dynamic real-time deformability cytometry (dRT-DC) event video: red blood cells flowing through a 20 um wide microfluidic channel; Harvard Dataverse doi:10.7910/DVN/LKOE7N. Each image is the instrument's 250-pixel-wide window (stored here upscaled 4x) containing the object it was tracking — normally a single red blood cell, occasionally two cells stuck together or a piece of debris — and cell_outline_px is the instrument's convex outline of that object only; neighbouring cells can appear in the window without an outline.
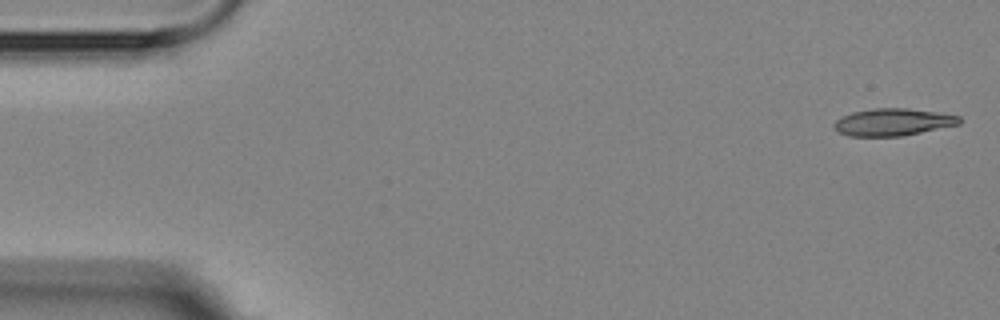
{"species": "Egyptian fruit bat (a non-hibernating species)", "species_latin": "Rousettus aegyptiacus", "temperature_condition": "room temperature", "stored_images_in_passage": 14, "camera_frame_rate_fps": 3000, "um_per_image_px": 0.085, "animal": {"sex": "female"}, "frame": {"image": 1, "passage_image": 1, "time_ms": 0.0, "image_size_px": [1000, 320], "cell_outline_px": [[964, 120], [960, 124], [900, 136], [848, 136], [836, 132], [832, 124], [836, 120], [852, 112], [876, 108], [908, 108], [936, 112], [960, 116]], "centroid_in_image_um": [75.89, 10.38], "position_along_channel_um": 9.1, "area_um2": 19.88}}
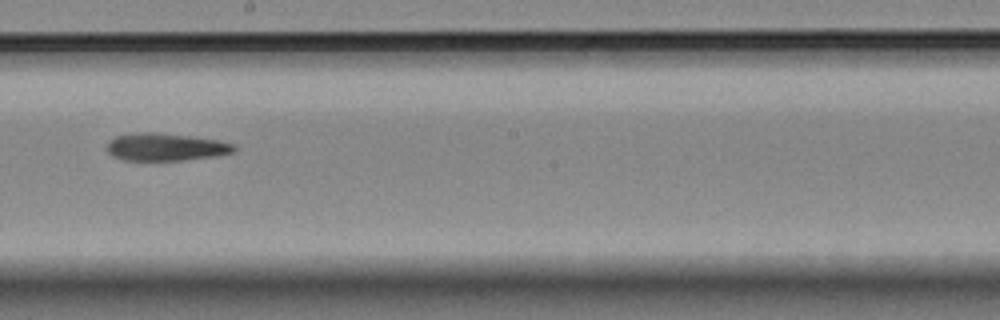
{"frame": {"image": 2, "passage_image": 8, "time_ms": 9.667, "image_size_px": [1000, 320], "cell_outline_px": [[236, 148], [232, 152], [216, 156], [184, 160], [120, 160], [112, 156], [104, 148], [108, 140], [116, 136], [144, 132], [152, 132], [188, 136], [220, 140], [236, 144]], "centroid_in_image_um": [14.05, 12.5], "position_along_channel_um": 234.2, "area_um2": 20.52}}
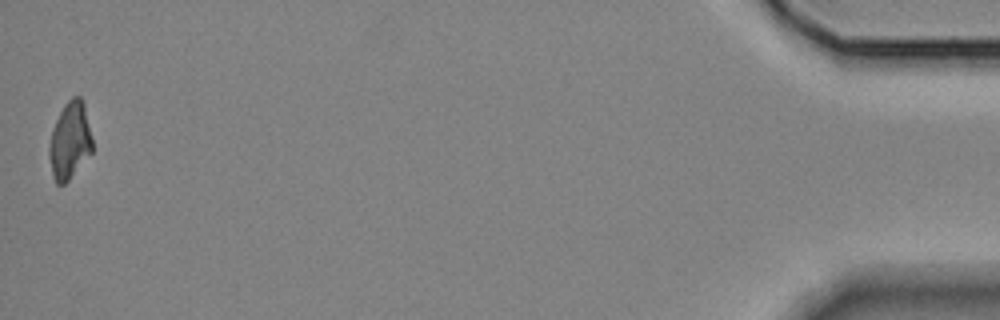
{"frame": {"image": 3, "passage_image": 14, "time_ms": 17.667, "image_size_px": [1000, 320], "cell_outline_px": [[92, 152], [68, 180], [64, 184], [56, 184], [52, 176], [48, 156], [48, 148], [52, 128], [64, 104], [72, 96], [80, 96], [84, 104], [92, 140]], "centroid_in_image_um": [5.91, 11.96], "position_along_channel_um": 429.3, "area_um2": 19.36}, "authors_computed_cell_mechanics": {"area_um2": 20.4901, "velocity_mm_per_s": 3.6144, "shape_relaxation_time_tau1_ms": 7.7534, "shape_relaxation_time_tau2_ms": null, "deformation_change_tau1": 0.201, "deformation_change_tau2": null}}